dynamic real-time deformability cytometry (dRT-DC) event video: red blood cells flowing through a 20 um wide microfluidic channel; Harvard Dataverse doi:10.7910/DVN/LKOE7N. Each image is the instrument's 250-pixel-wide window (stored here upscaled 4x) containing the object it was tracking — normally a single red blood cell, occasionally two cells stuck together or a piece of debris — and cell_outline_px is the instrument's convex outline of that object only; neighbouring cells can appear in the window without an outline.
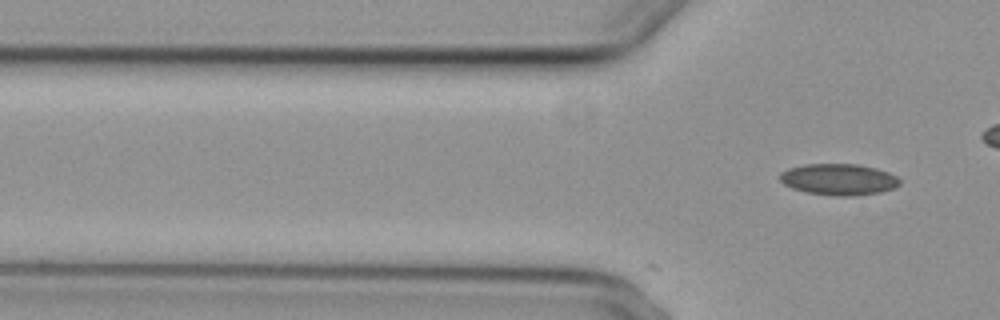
{"species": "common noctule bat (a hibernating species)", "species_latin": "Nyctalus noctula", "temperature_condition": "cold", "stored_images_in_passage": 3, "camera_frame_rate_fps": 3000, "um_per_image_px": 0.085, "animal": {"sex": "female", "body_mass_g": 29.2, "forearm_length_mm": 56.3}, "frame": {"image": 1, "passage_image": 3, "time_ms": 0.667, "image_size_px": [1000, 320], "cell_outline_px": [[900, 184], [896, 188], [880, 192], [852, 196], [832, 196], [804, 192], [792, 188], [784, 184], [780, 180], [780, 172], [788, 168], [804, 164], [856, 164], [876, 168], [888, 172], [896, 176], [900, 180]], "centroid_in_image_um": [71.28, 15.25], "position_along_channel_um": 54.5, "area_um2": 22.08}}